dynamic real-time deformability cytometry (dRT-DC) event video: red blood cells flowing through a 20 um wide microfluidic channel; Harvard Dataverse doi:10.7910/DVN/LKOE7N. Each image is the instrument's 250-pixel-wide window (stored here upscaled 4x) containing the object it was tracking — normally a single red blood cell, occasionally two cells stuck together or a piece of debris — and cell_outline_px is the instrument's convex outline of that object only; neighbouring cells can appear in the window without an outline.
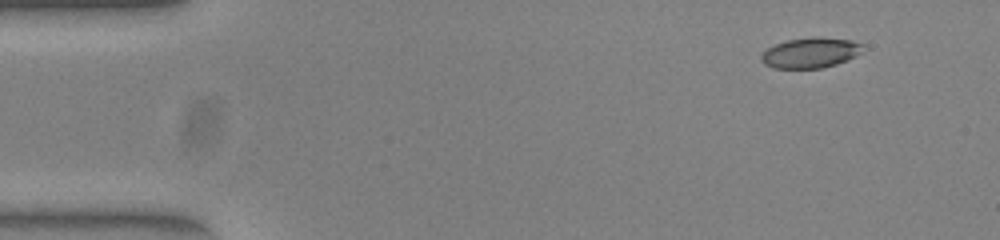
{"species": "common noctule bat (a hibernating species)", "species_latin": "Nyctalus noctula", "temperature_condition": "warm", "stored_images_in_passage": 48, "camera_frame_rate_fps": 3000, "um_per_image_px": 0.085, "animal": {"sex": "female", "body_mass_g": 23.0, "forearm_length_mm": 53.4}, "frame": {"image": 1, "passage_image": 1, "time_ms": 0.0, "image_size_px": [1000, 240], "cell_outline_px": [[864, 44], [860, 52], [856, 56], [848, 60], [836, 64], [820, 68], [772, 68], [764, 64], [760, 60], [760, 56], [768, 48], [776, 44], [788, 40], [812, 36], [852, 40]], "centroid_in_image_um": [68.89, 4.48], "position_along_channel_um": 16.1, "area_um2": 17.98}}
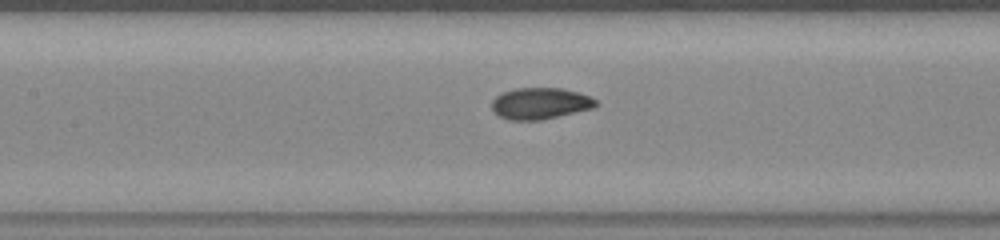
{"frame": {"image": 2, "passage_image": 20, "time_ms": 6.333, "image_size_px": [1000, 240], "cell_outline_px": [[596, 104], [592, 108], [540, 120], [512, 120], [500, 116], [492, 108], [492, 100], [496, 96], [504, 92], [516, 88], [564, 88], [588, 96], [596, 100]], "centroid_in_image_um": [45.89, 8.78], "position_along_channel_um": 161.5, "area_um2": 18.67}}
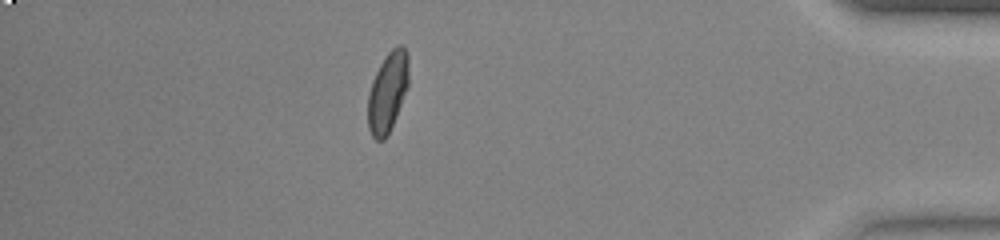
{"frame": {"image": 3, "passage_image": 42, "time_ms": 13.667, "image_size_px": [1000, 240], "cell_outline_px": [[408, 88], [396, 116], [384, 140], [376, 140], [372, 136], [368, 128], [368, 96], [372, 80], [384, 56], [396, 44], [400, 44], [408, 52]], "centroid_in_image_um": [32.95, 7.78], "position_along_channel_um": 402.2, "area_um2": 19.02}, "authors_computed_cell_mechanics": {"area_um2": 18.9295, "velocity_mm_per_s": 3.9152, "shape_relaxation_time_tau1_ms": 5.8012, "shape_relaxation_time_tau2_ms": null, "deformation_change_tau1": 0.1802, "deformation_change_tau2": null}}